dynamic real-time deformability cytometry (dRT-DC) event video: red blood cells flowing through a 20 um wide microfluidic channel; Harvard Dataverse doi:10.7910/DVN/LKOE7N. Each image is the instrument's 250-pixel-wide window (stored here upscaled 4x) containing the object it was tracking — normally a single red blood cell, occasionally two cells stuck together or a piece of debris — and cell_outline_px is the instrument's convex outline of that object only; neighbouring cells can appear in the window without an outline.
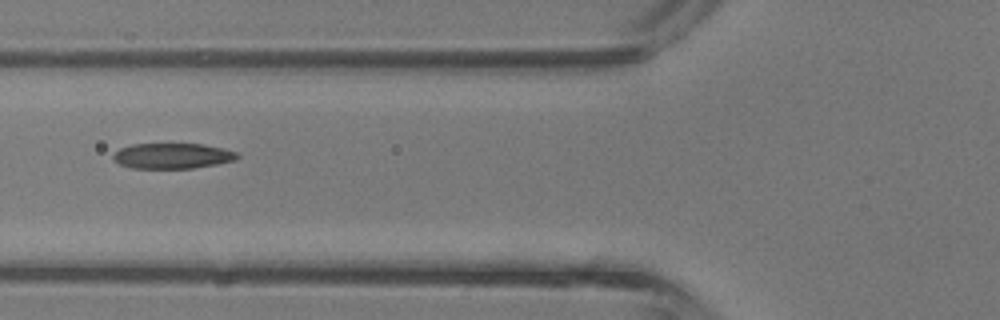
{"species": "common noctule bat (a hibernating species)", "species_latin": "Nyctalus noctula", "temperature_condition": "room temperature", "stored_images_in_passage": 6, "camera_frame_rate_fps": 3000, "um_per_image_px": 0.085, "animal": {"sex": "male", "body_mass_g": 13.3}, "frame": {"image": 1, "passage_image": 6, "time_ms": 1.667, "image_size_px": [1000, 320], "cell_outline_px": [[240, 156], [236, 160], [216, 164], [192, 168], [132, 168], [120, 164], [112, 160], [112, 156], [120, 148], [132, 144], [204, 144], [224, 148], [236, 152]], "centroid_in_image_um": [14.66, 13.25], "position_along_channel_um": 111.1, "area_um2": 18.44}}